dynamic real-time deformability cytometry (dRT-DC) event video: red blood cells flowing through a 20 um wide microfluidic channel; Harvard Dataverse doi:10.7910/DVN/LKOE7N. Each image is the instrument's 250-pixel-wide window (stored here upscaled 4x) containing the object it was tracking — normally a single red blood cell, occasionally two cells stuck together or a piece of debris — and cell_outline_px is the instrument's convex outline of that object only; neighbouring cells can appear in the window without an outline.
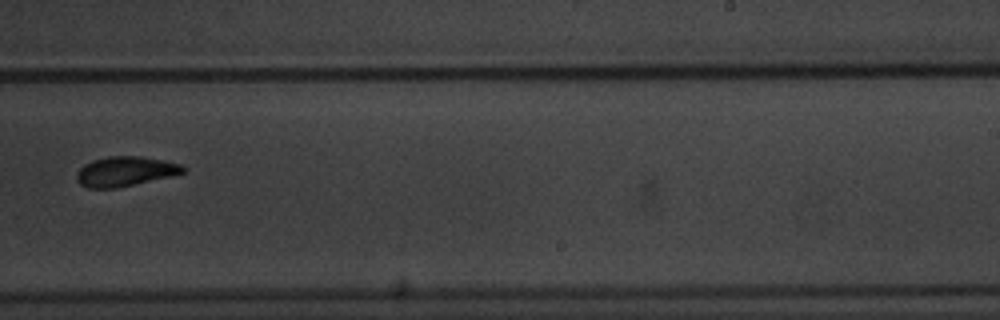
{"species": "common noctule bat (a hibernating species)", "species_latin": "Nyctalus noctula", "temperature_condition": "warm", "stored_images_in_passage": 11, "camera_frame_rate_fps": 3000, "um_per_image_px": 0.085, "animal": {"sex": "male", "body_mass_g": 20.1, "forearm_length_mm": 53.5}, "frame": {"image": 1, "passage_image": 11, "time_ms": 12.667, "image_size_px": [1000, 320], "cell_outline_px": [[184, 172], [168, 176], [116, 188], [88, 188], [80, 184], [76, 180], [76, 172], [84, 164], [92, 160], [108, 156], [140, 156], [164, 160], [180, 164], [184, 168]], "centroid_in_image_um": [10.57, 14.56], "position_along_channel_um": 278.4, "area_um2": 18.21}}